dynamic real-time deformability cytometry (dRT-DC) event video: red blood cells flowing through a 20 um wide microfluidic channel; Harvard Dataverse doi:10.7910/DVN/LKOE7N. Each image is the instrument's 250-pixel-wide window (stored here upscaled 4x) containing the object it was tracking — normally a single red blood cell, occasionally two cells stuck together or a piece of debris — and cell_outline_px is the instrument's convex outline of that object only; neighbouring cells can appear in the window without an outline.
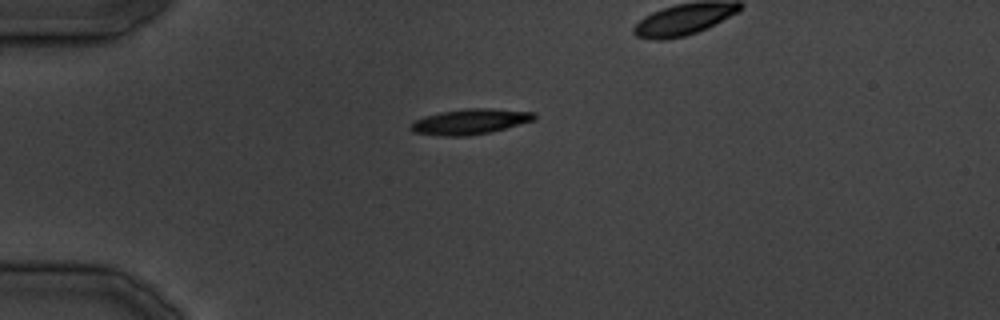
{"species": "common noctule bat (a hibernating species)", "species_latin": "Nyctalus noctula", "temperature_condition": "cold", "stored_images_in_passage": 6, "camera_frame_rate_fps": 3000, "um_per_image_px": 0.085, "animal": {"sex": "male", "body_mass_g": 19.5, "forearm_length_mm": 54.6}, "frame": {"image": 1, "passage_image": 1, "time_ms": 0.0, "image_size_px": [1000, 320], "cell_outline_px": [[536, 120], [492, 132], [464, 136], [440, 136], [412, 132], [408, 128], [416, 120], [424, 116], [440, 112], [468, 108], [492, 108], [536, 112]], "centroid_in_image_um": [39.99, 10.34], "position_along_channel_um": 45.0, "area_um2": 18.5}}